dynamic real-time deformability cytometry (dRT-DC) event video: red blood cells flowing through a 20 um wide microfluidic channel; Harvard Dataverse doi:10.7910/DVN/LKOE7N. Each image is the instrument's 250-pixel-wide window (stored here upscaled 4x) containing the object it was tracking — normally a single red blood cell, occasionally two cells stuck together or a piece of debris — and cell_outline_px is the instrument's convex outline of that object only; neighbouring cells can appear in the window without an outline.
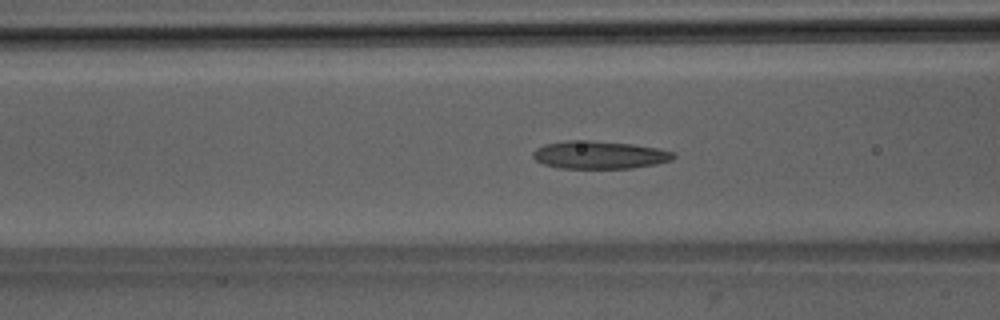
{"species": "Egyptian fruit bat (a non-hibernating species)", "species_latin": "Rousettus aegyptiacus", "temperature_condition": "room temperature", "stored_images_in_passage": 52, "camera_frame_rate_fps": 3000, "um_per_image_px": 0.085, "animal": {"sex": "male"}, "frame": {"image": 1, "passage_image": 21, "time_ms": 6.667, "image_size_px": [1000, 320], "cell_outline_px": [[676, 156], [672, 160], [656, 164], [632, 168], [560, 168], [544, 164], [536, 160], [532, 156], [532, 152], [536, 148], [544, 144], [568, 140], [588, 140], [632, 144], [660, 148], [676, 152]], "centroid_in_image_um": [50.98, 13.16], "position_along_channel_um": 115.6, "area_um2": 22.95}}
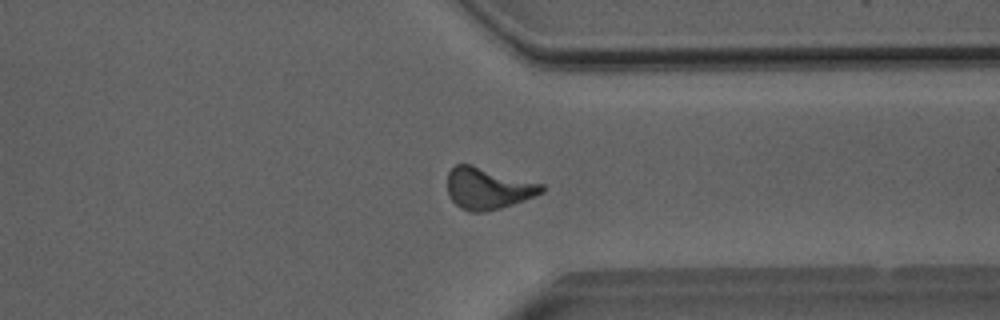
{"frame": {"image": 2, "passage_image": 40, "time_ms": 13.0, "image_size_px": [1000, 320], "cell_outline_px": [[544, 192], [524, 200], [500, 208], [484, 212], [468, 212], [460, 208], [448, 196], [448, 172], [456, 164], [472, 164], [544, 184]], "centroid_in_image_um": [41.47, 16.01], "position_along_channel_um": 369.9, "area_um2": 22.95}}
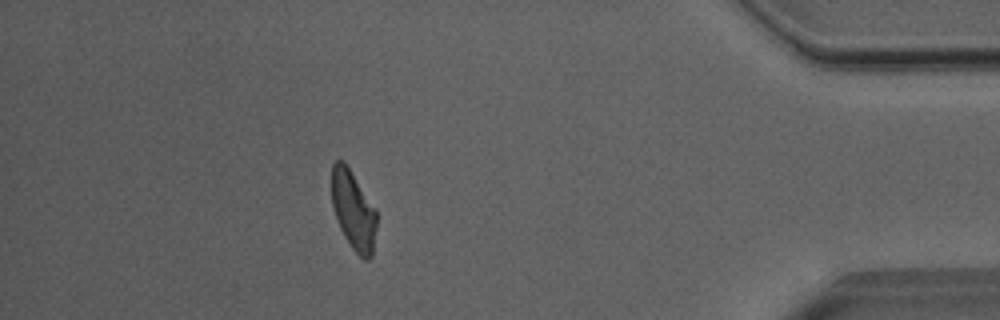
{"frame": {"image": 3, "passage_image": 46, "time_ms": 15.0, "image_size_px": [1000, 320], "cell_outline_px": [[376, 228], [372, 256], [368, 260], [364, 260], [352, 248], [344, 236], [340, 228], [332, 204], [332, 164], [336, 160], [344, 160], [376, 208]], "centroid_in_image_um": [30.04, 17.86], "position_along_channel_um": 405.2, "area_um2": 20.69}, "authors_computed_cell_mechanics": {"area_um2": 22.1374, "velocity_mm_per_s": 4.0292, "shape_relaxation_time_tau1_ms": 6.8248, "shape_relaxation_time_tau2_ms": 3.0489, "deformation_change_tau1": 0.2211, "deformation_change_tau2": 0.1368}}